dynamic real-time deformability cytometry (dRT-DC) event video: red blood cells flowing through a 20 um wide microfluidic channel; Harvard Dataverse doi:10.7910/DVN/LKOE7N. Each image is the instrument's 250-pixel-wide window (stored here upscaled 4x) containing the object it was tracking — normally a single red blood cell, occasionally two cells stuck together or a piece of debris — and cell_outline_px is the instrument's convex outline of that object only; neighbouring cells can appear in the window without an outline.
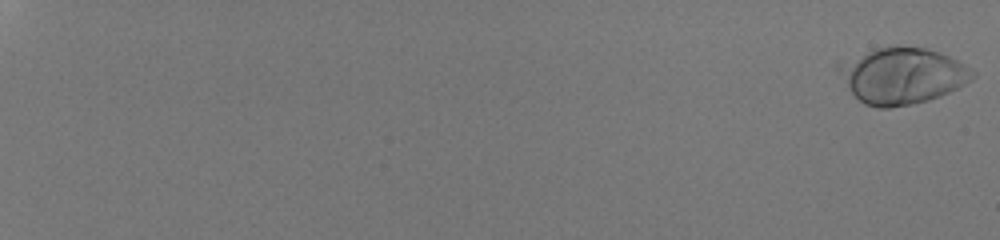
{"species": "human", "species_latin": "Homo sapiens", "temperature_condition": "room temperature", "stored_images_in_passage": 55, "camera_frame_rate_fps": 3000, "um_per_image_px": 0.085, "donor": {"sex": "male"}, "frame": {"image": 1, "passage_image": 1, "time_ms": 0.0, "image_size_px": [1000, 240], "cell_outline_px": [[976, 76], [972, 80], [940, 96], [928, 100], [912, 104], [888, 108], [880, 108], [864, 104], [848, 88], [836, 68], [836, 64], [876, 48], [924, 48], [948, 56], [972, 68], [976, 72]], "centroid_in_image_um": [76.7, 6.46], "position_along_channel_um": 8.3, "area_um2": 43.0}}
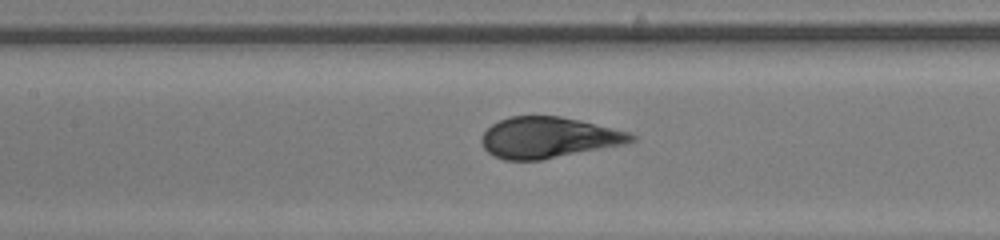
{"frame": {"image": 2, "passage_image": 32, "time_ms": 10.333, "image_size_px": [1000, 240], "cell_outline_px": [[636, 140], [624, 144], [540, 160], [504, 160], [488, 152], [484, 148], [480, 140], [480, 136], [492, 124], [508, 116], [560, 116], [580, 120], [632, 132], [636, 136]], "centroid_in_image_um": [46.62, 11.68], "position_along_channel_um": 160.8, "area_um2": 35.72}}
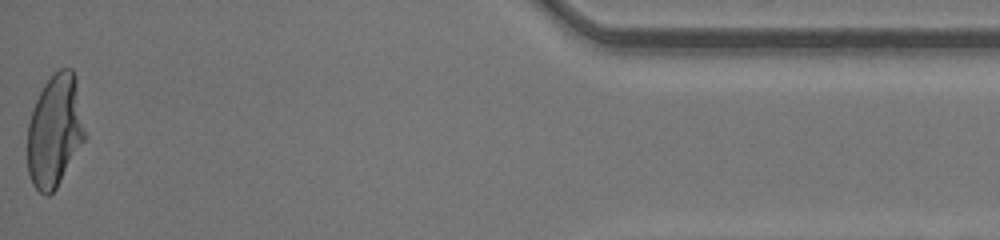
{"frame": {"image": 3, "passage_image": 55, "time_ms": 18.0, "image_size_px": [1000, 240], "cell_outline_px": [[88, 136], [56, 188], [48, 196], [44, 196], [32, 184], [28, 172], [28, 124], [32, 108], [44, 84], [60, 68], [72, 68], [76, 76]], "centroid_in_image_um": [4.7, 11.12], "position_along_channel_um": 430.5, "area_um2": 38.21}, "authors_computed_cell_mechanics": {"area_um2": 37.5122, "velocity_mm_per_s": 4.2569, "shape_relaxation_time_tau1_ms": 3.942, "shape_relaxation_time_tau2_ms": null, "deformation_change_tau1": 0.1888, "deformation_change_tau2": null}}